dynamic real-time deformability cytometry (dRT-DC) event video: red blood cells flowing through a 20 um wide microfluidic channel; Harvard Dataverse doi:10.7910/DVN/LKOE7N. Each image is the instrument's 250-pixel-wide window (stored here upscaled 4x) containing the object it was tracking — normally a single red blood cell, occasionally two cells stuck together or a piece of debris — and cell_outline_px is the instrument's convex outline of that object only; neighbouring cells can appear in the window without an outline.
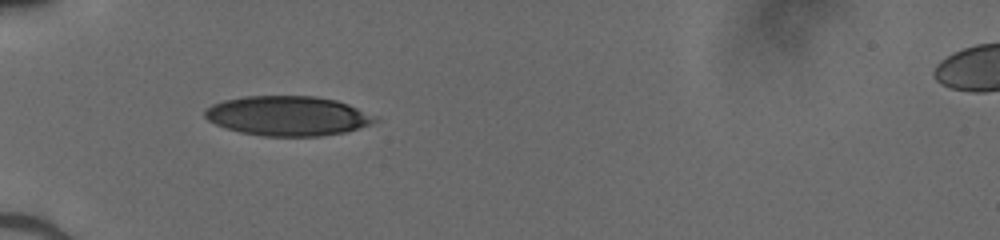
{"species": "human", "species_latin": "Homo sapiens", "temperature_condition": "cold", "stored_images_in_passage": 31, "camera_frame_rate_fps": 3000, "um_per_image_px": 0.085, "donor": {"sex": "male"}, "frame": {"image": 1, "passage_image": 1, "time_ms": 0.0, "image_size_px": [1000, 240], "cell_outline_px": [[380, 120], [344, 132], [320, 136], [264, 136], [240, 132], [216, 124], [208, 120], [204, 116], [204, 108], [212, 104], [224, 100], [244, 96], [316, 96], [336, 100], [348, 104], [380, 116]], "centroid_in_image_um": [24.47, 9.84], "position_along_channel_um": 60.5, "area_um2": 39.42}}
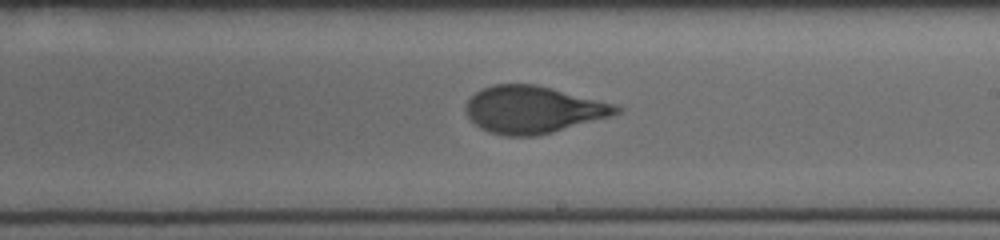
{"frame": {"image": 2, "passage_image": 15, "time_ms": 4.667, "image_size_px": [1000, 240], "cell_outline_px": [[620, 112], [612, 116], [552, 132], [536, 136], [504, 136], [488, 132], [480, 128], [464, 112], [464, 104], [476, 92], [484, 88], [496, 84], [536, 84], [616, 104], [620, 108]], "centroid_in_image_um": [45.29, 9.32], "position_along_channel_um": 243.7, "area_um2": 41.33}}
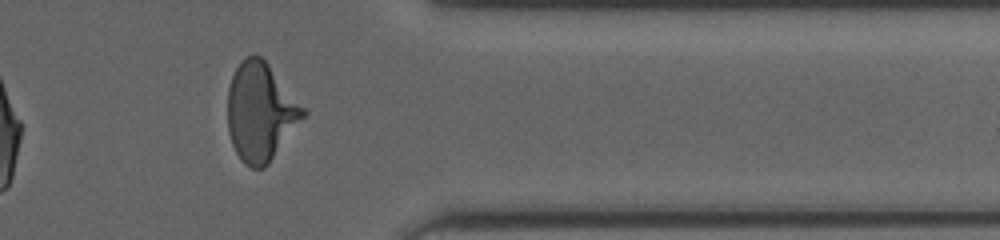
{"frame": {"image": 3, "passage_image": 26, "time_ms": 8.333, "image_size_px": [1000, 240], "cell_outline_px": [[308, 112], [268, 164], [264, 168], [252, 168], [244, 164], [240, 160], [232, 144], [228, 128], [228, 88], [232, 76], [236, 68], [248, 56], [260, 56], [268, 64]], "centroid_in_image_um": [22.14, 9.55], "position_along_channel_um": 389.3, "area_um2": 42.66}}